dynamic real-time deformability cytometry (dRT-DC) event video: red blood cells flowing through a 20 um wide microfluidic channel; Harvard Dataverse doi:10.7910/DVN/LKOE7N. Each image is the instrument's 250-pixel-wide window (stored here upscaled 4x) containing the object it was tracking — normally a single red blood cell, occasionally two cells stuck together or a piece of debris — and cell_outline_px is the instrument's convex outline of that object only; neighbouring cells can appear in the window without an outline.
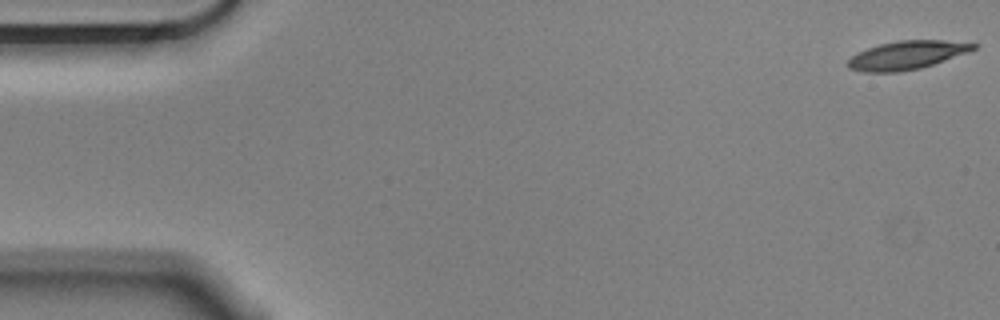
{"species": "Egyptian fruit bat (a non-hibernating species)", "species_latin": "Rousettus aegyptiacus", "temperature_condition": "cold", "stored_images_in_passage": 13, "camera_frame_rate_fps": 3000, "um_per_image_px": 0.085, "animal": {"sex": "male"}, "frame": {"image": 1, "passage_image": 1, "time_ms": 0.0, "image_size_px": [1000, 320], "cell_outline_px": [[980, 44], [976, 48], [968, 52], [920, 68], [900, 72], [860, 72], [848, 68], [848, 60], [852, 56], [868, 48], [880, 44], [896, 40], [940, 40]], "centroid_in_image_um": [77.07, 4.69], "position_along_channel_um": 7.9, "area_um2": 20.63}}